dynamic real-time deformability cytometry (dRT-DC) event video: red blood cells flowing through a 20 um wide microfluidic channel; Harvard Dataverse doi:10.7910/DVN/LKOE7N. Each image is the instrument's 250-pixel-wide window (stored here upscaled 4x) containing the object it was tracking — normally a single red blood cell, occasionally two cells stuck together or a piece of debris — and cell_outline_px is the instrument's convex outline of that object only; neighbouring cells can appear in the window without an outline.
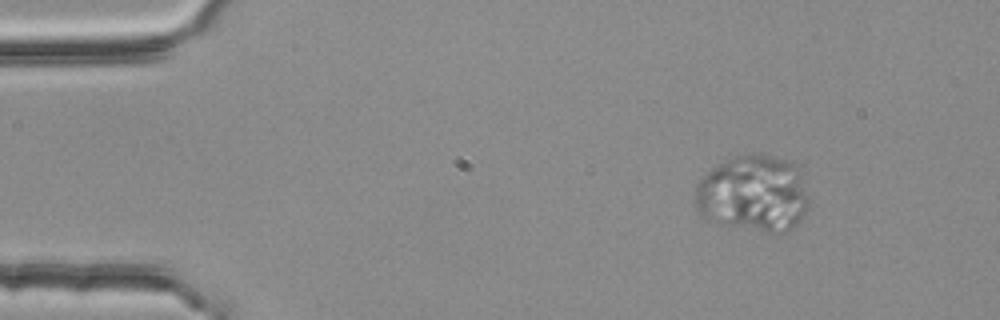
{"species": "common noctule bat (a hibernating species)", "species_latin": "Nyctalus noctula", "temperature_condition": "room temperature", "stored_images_in_passage": 3, "camera_frame_rate_fps": 3000, "um_per_image_px": 0.085, "animal": {"sex": "female", "body_mass_g": 25.1}, "frame": {"image": 1, "passage_image": 1, "time_ms": 0.0, "image_size_px": [1000, 320], "cell_outline_px": [[808, 204], [804, 216], [788, 232], [764, 232], [724, 224], [704, 216], [696, 208], [696, 184], [712, 168], [732, 156], [748, 152], [760, 152], [788, 160], [792, 164], [800, 176], [808, 200]], "centroid_in_image_um": [64.03, 16.43], "position_along_channel_um": 21.0, "area_um2": 50.46}}
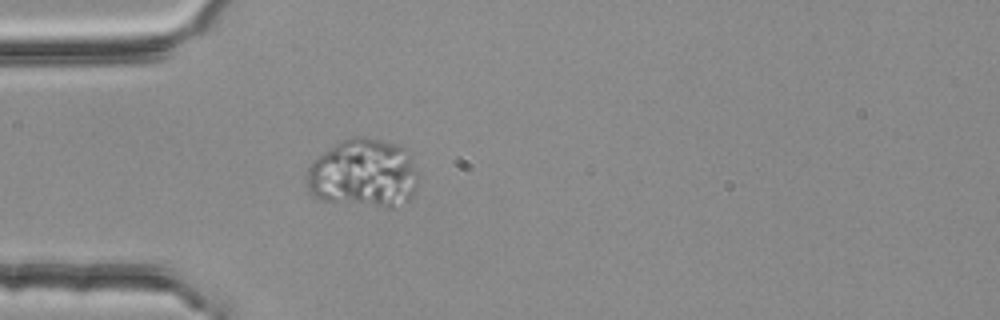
{"frame": {"image": 2, "passage_image": 3, "time_ms": 0.667, "image_size_px": [1000, 320], "cell_outline_px": [[420, 176], [416, 188], [412, 196], [408, 200], [392, 208], [384, 208], [320, 200], [312, 196], [308, 192], [304, 176], [308, 168], [324, 152], [336, 144], [352, 136], [364, 136], [404, 144], [408, 148]], "centroid_in_image_um": [30.94, 14.74], "position_along_channel_um": 54.1, "area_um2": 45.84}}